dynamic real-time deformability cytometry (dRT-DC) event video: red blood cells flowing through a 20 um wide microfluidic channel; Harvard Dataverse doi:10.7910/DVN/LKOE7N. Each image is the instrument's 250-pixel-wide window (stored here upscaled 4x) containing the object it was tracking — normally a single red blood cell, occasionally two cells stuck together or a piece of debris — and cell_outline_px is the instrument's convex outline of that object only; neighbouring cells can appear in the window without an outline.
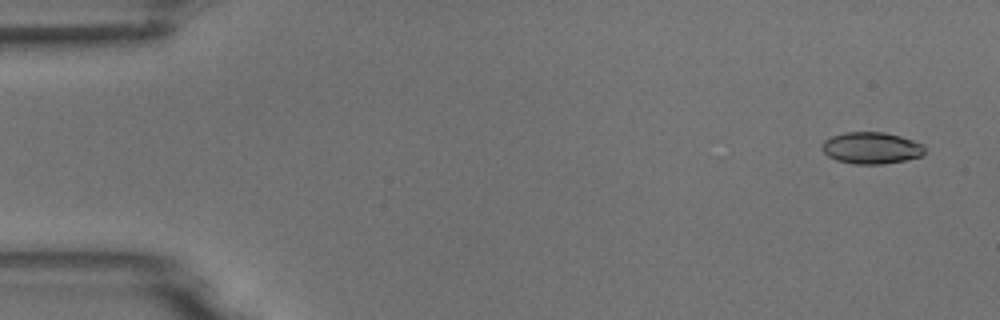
{"species": "common noctule bat (a hibernating species)", "species_latin": "Nyctalus noctula", "temperature_condition": "room temperature", "stored_images_in_passage": 6, "segment_of_instrument_passage": [1, 2], "camera_frame_rate_fps": 3000, "um_per_image_px": 0.085, "animal": {"sex": "male", "body_mass_g": 18.8}, "frame": {"image": 1, "passage_image": 1, "time_ms": 0.0, "image_size_px": [1000, 320], "cell_outline_px": [[924, 156], [884, 164], [852, 164], [836, 160], [828, 156], [820, 148], [820, 144], [824, 140], [832, 136], [844, 132], [884, 132], [900, 136], [924, 144]], "centroid_in_image_um": [74.04, 12.58], "position_along_channel_um": 11.0, "area_um2": 19.19}}